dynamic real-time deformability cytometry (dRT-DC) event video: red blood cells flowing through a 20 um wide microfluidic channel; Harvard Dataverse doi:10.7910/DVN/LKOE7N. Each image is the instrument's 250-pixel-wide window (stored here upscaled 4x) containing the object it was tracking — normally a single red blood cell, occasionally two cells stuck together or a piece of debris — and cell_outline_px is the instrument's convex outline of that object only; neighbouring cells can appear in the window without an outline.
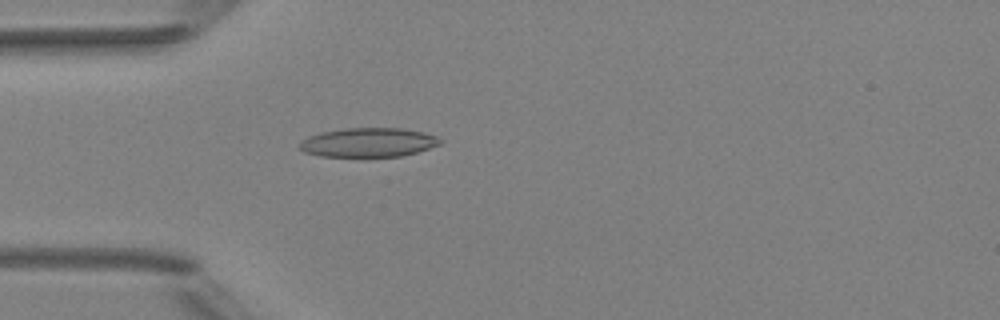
{"species": "Egyptian fruit bat (a non-hibernating species)", "species_latin": "Rousettus aegyptiacus", "temperature_condition": "room temperature", "stored_images_in_passage": 4, "camera_frame_rate_fps": 3000, "um_per_image_px": 0.085, "animal": {"sex": "female"}, "frame": {"image": 1, "passage_image": 4, "time_ms": 3.333, "image_size_px": [1000, 320], "cell_outline_px": [[444, 140], [440, 144], [416, 152], [400, 156], [320, 156], [304, 152], [300, 148], [300, 140], [308, 136], [320, 132], [344, 128], [404, 128], [424, 132], [436, 136]], "centroid_in_image_um": [31.3, 12.09], "position_along_channel_um": 53.7, "area_um2": 23.87}}